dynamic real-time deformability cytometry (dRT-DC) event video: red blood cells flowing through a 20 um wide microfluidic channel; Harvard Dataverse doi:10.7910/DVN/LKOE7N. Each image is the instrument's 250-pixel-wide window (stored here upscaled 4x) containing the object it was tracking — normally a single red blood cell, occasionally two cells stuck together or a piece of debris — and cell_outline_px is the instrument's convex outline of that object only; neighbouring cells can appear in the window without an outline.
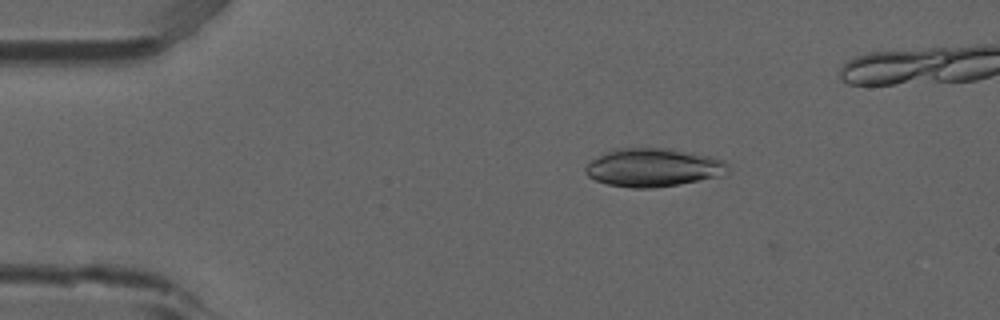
{"species": "common noctule bat (a hibernating species)", "species_latin": "Nyctalus noctula", "temperature_condition": "room temperature", "stored_images_in_passage": 18, "camera_frame_rate_fps": 3000, "um_per_image_px": 0.085, "animal": {"sex": "male", "forearm_length_mm": 52.5}, "frame": {"image": 1, "passage_image": 15, "time_ms": 4.667, "image_size_px": [1000, 320], "cell_outline_px": [[732, 172], [728, 176], [656, 188], [632, 188], [608, 184], [596, 180], [588, 176], [584, 172], [584, 168], [592, 160], [604, 152], [612, 148], [668, 148], [712, 156], [724, 160], [728, 164]], "centroid_in_image_um": [55.62, 14.24], "position_along_channel_um": 29.4, "area_um2": 32.54}}